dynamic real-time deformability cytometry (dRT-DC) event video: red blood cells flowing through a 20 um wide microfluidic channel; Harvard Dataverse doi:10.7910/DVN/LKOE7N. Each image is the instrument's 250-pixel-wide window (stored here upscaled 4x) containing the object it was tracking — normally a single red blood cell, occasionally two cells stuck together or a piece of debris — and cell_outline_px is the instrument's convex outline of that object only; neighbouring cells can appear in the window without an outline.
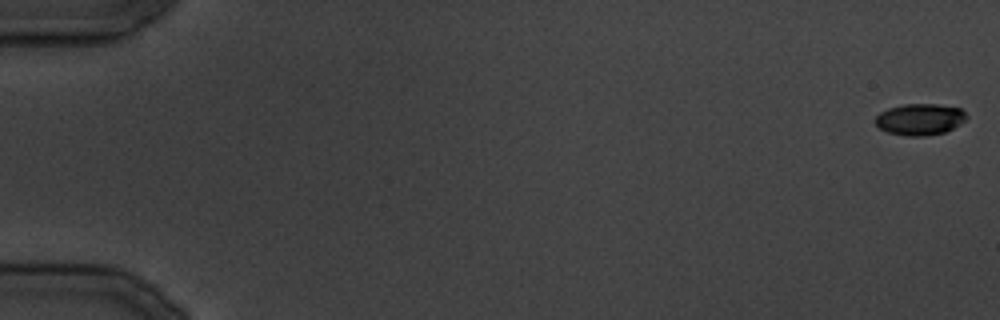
{"species": "common noctule bat (a hibernating species)", "species_latin": "Nyctalus noctula", "temperature_condition": "cold", "stored_images_in_passage": 24, "camera_frame_rate_fps": 3000, "um_per_image_px": 0.085, "animal": {"sex": "male", "body_mass_g": 19.5, "forearm_length_mm": 54.6}, "frame": {"image": 1, "passage_image": 1, "time_ms": 0.0, "image_size_px": [1000, 320], "cell_outline_px": [[968, 116], [960, 124], [944, 132], [924, 136], [904, 136], [888, 132], [880, 128], [876, 124], [876, 116], [880, 112], [888, 108], [904, 104], [936, 104], [960, 108]], "centroid_in_image_um": [78.18, 10.14], "position_along_channel_um": 6.8, "area_um2": 16.59}}
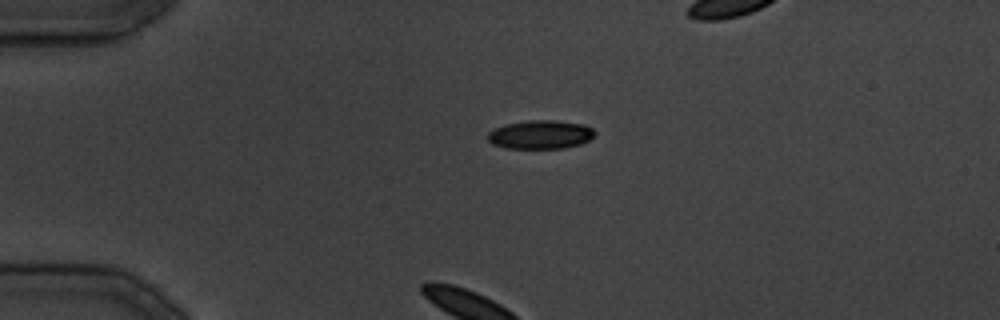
{"frame": {"image": 2, "passage_image": 9, "time_ms": 10.0, "image_size_px": [1000, 320], "cell_outline_px": [[596, 132], [588, 140], [580, 144], [564, 148], [504, 148], [492, 144], [488, 140], [488, 132], [504, 124], [528, 120], [552, 120], [584, 124], [592, 128]], "centroid_in_image_um": [45.92, 11.43], "position_along_channel_um": 39.1, "area_um2": 17.86}}